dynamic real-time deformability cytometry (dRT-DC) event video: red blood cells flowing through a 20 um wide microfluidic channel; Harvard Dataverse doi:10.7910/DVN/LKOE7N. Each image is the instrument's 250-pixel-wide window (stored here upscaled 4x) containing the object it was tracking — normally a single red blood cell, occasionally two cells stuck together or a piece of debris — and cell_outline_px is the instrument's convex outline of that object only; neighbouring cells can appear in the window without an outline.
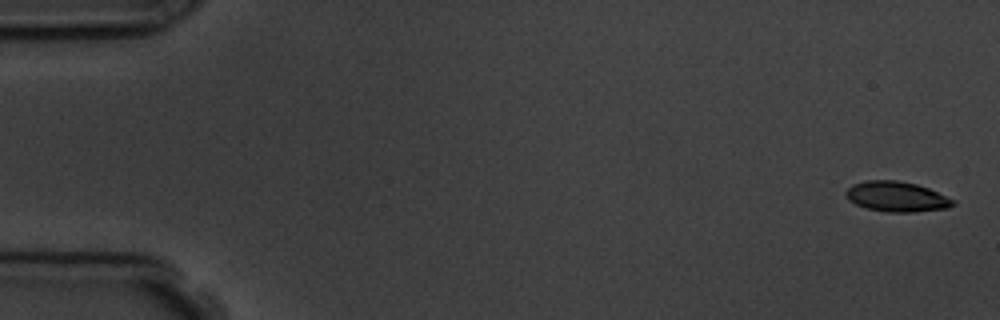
{"species": "common noctule bat (a hibernating species)", "species_latin": "Nyctalus noctula", "temperature_condition": "room temperature", "stored_images_in_passage": 5, "camera_frame_rate_fps": 3000, "um_per_image_px": 0.085, "animal": {"sex": "male", "body_mass_g": 19.5, "forearm_length_mm": 54.6}, "frame": {"image": 1, "passage_image": 1, "time_ms": 0.0, "image_size_px": [1000, 320], "cell_outline_px": [[956, 204], [948, 208], [916, 212], [888, 212], [868, 208], [856, 204], [848, 200], [844, 192], [852, 184], [868, 180], [896, 180], [916, 184], [928, 188], [956, 200]], "centroid_in_image_um": [76.23, 16.71], "position_along_channel_um": 8.8, "area_um2": 18.9}}
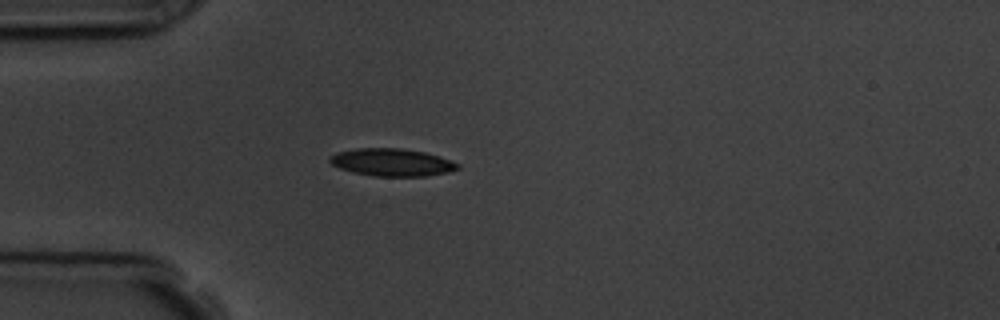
{"frame": {"image": 2, "passage_image": 5, "time_ms": 4.667, "image_size_px": [1000, 320], "cell_outline_px": [[460, 168], [448, 172], [424, 176], [376, 176], [352, 172], [340, 168], [332, 164], [328, 160], [328, 156], [336, 152], [356, 148], [400, 148], [424, 152], [460, 164]], "centroid_in_image_um": [33.26, 13.79], "position_along_channel_um": 51.7, "area_um2": 20.4}}